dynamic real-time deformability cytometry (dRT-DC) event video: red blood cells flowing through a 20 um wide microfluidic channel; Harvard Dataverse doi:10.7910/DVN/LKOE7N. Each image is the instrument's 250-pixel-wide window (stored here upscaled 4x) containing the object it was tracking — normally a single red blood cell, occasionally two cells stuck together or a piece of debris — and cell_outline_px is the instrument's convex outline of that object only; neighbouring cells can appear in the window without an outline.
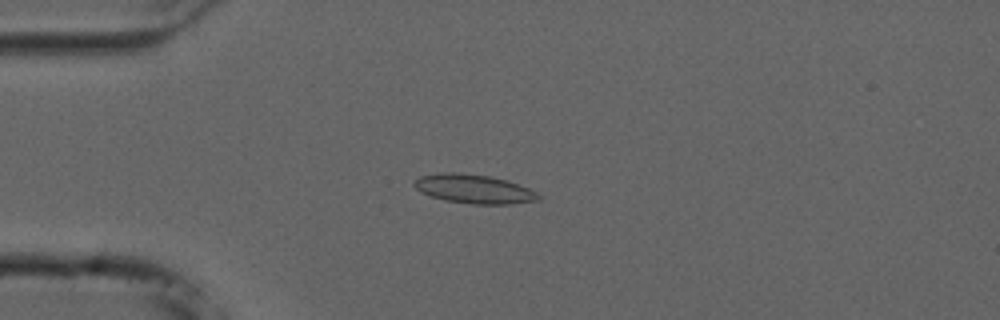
{"species": "common noctule bat (a hibernating species)", "species_latin": "Nyctalus noctula", "temperature_condition": "cold", "stored_images_in_passage": 55, "camera_frame_rate_fps": 3000, "um_per_image_px": 0.085, "animal": {"sex": "male", "forearm_length_mm": 52.5}, "frame": {"image": 1, "passage_image": 14, "time_ms": 4.333, "image_size_px": [1000, 320], "cell_outline_px": [[540, 200], [512, 204], [472, 204], [444, 200], [428, 196], [420, 192], [412, 184], [420, 176], [440, 172], [460, 172], [488, 176], [504, 180], [528, 188], [536, 192], [540, 196]], "centroid_in_image_um": [40.23, 16.06], "position_along_channel_um": 44.8, "area_um2": 20.98}}
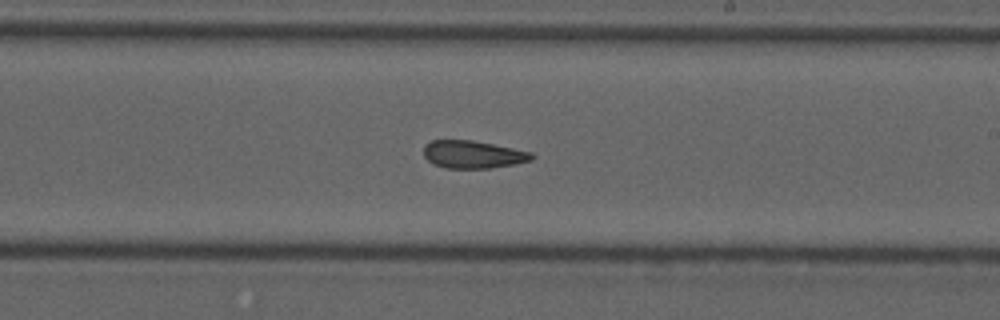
{"frame": {"image": 2, "passage_image": 32, "time_ms": 10.333, "image_size_px": [1000, 320], "cell_outline_px": [[536, 156], [532, 160], [516, 164], [492, 168], [444, 168], [432, 164], [424, 156], [424, 144], [432, 140], [472, 140], [532, 152]], "centroid_in_image_um": [40.2, 13.13], "position_along_channel_um": 248.8, "area_um2": 17.57}}
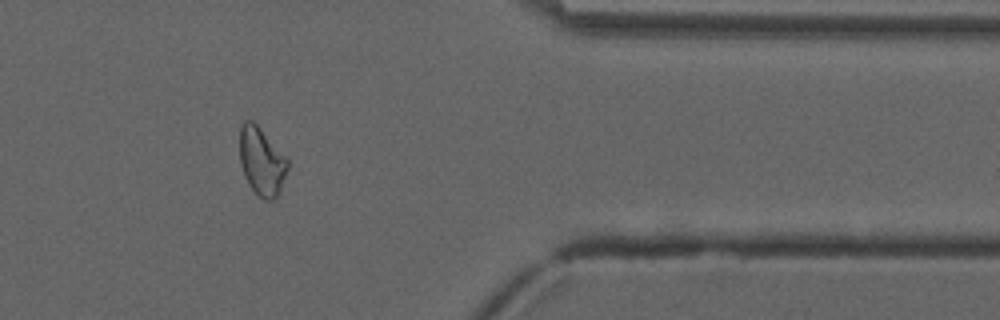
{"frame": {"image": 3, "passage_image": 45, "time_ms": 14.667, "image_size_px": [1000, 320], "cell_outline_px": [[288, 168], [280, 192], [276, 200], [264, 200], [252, 188], [244, 176], [240, 160], [240, 128], [244, 120], [252, 120], [260, 128], [288, 160]], "centroid_in_image_um": [22.24, 13.74], "position_along_channel_um": 389.2, "area_um2": 18.79}, "authors_computed_cell_mechanics": {"area_um2": 19.1318, "velocity_mm_per_s": 3.7258, "shape_relaxation_time_tau1_ms": null, "shape_relaxation_time_tau2_ms": 3.9747, "deformation_change_tau1": null, "deformation_change_tau2": 0.1186}}